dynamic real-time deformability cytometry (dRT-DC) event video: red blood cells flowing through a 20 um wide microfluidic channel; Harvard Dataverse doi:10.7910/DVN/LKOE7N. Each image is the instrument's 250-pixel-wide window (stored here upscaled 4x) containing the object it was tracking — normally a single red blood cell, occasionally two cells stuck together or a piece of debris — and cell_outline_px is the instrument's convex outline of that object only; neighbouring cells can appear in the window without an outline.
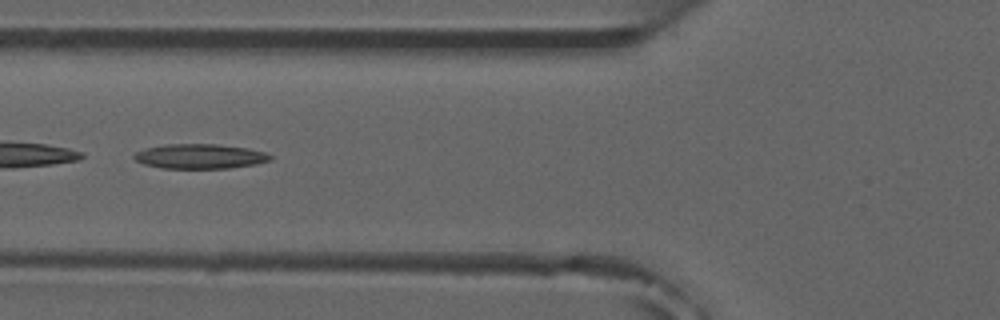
{"species": "common noctule bat (a hibernating species)", "species_latin": "Nyctalus noctula", "temperature_condition": "room temperature", "stored_images_in_passage": 3, "camera_frame_rate_fps": 3000, "um_per_image_px": 0.085, "animal": {"sex": "male", "forearm_length_mm": 52.5}, "frame": {"image": 1, "passage_image": 3, "time_ms": 2.333, "image_size_px": [1000, 320], "cell_outline_px": [[272, 160], [256, 164], [228, 168], [164, 168], [144, 164], [136, 160], [132, 156], [136, 152], [144, 148], [164, 144], [216, 144], [248, 148], [268, 152], [272, 156]], "centroid_in_image_um": [17.02, 13.28], "position_along_channel_um": 108.8, "area_um2": 19.71}}